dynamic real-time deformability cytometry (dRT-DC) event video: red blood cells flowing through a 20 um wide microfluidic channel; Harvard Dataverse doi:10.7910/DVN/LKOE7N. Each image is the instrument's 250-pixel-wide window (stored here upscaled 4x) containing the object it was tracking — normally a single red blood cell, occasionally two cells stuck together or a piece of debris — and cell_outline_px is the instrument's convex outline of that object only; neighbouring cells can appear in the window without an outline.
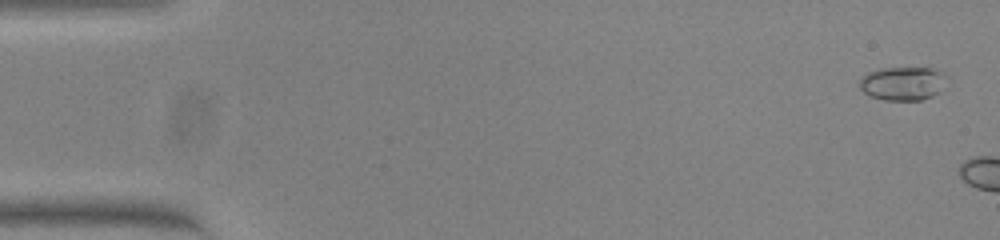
{"species": "common noctule bat (a hibernating species)", "species_latin": "Nyctalus noctula", "temperature_condition": "warm", "stored_images_in_passage": 6, "camera_frame_rate_fps": 3000, "um_per_image_px": 0.085, "animal": {"sex": "female", "body_mass_g": 23.0, "forearm_length_mm": 53.4}, "frame": {"image": 1, "passage_image": 2, "time_ms": 0.333, "image_size_px": [1000, 240], "cell_outline_px": [[948, 76], [940, 92], [932, 96], [920, 100], [884, 100], [872, 96], [864, 92], [860, 88], [860, 80], [868, 72], [880, 68], [928, 68]], "centroid_in_image_um": [76.74, 7.1], "position_along_channel_um": 8.3, "area_um2": 16.88}}